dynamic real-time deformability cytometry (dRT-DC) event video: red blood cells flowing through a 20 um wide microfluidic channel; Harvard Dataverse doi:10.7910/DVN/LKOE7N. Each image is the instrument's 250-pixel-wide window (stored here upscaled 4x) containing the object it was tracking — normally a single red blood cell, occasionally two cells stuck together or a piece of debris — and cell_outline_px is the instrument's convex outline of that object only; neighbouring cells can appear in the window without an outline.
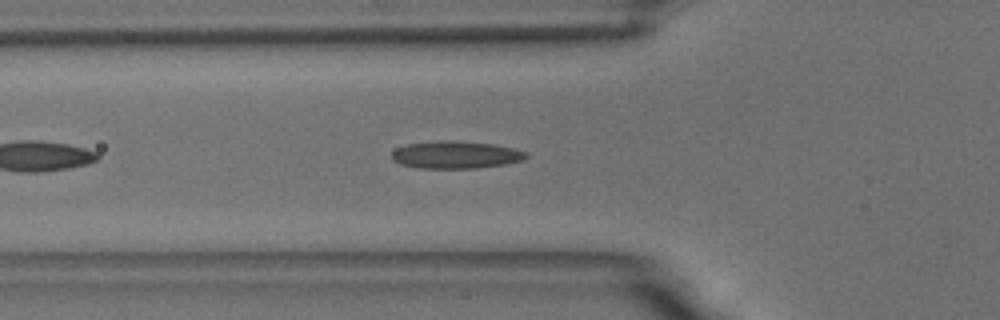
{"species": "common noctule bat (a hibernating species)", "species_latin": "Nyctalus noctula", "temperature_condition": "room temperature", "stored_images_in_passage": 43, "camera_frame_rate_fps": 3000, "um_per_image_px": 0.085, "animal": {"sex": "male", "body_mass_g": 18.8}, "frame": {"image": 1, "passage_image": 7, "time_ms": 2.0, "image_size_px": [1000, 320], "cell_outline_px": [[528, 156], [524, 160], [504, 164], [476, 168], [420, 168], [400, 164], [392, 160], [392, 152], [396, 148], [408, 144], [440, 140], [448, 140], [492, 144], [512, 148], [528, 152]], "centroid_in_image_um": [38.73, 13.16], "position_along_channel_um": 87.1, "area_um2": 21.39}, "authors_computed_cell_mechanics": {"area_um2": 20.1722, "velocity_mm_per_s": 3.6697, "shape_relaxation_time_tau1_ms": 7.6655, "shape_relaxation_time_tau2_ms": 1.2838, "deformation_change_tau1": 0.197, "deformation_change_tau2": 0.0971}}